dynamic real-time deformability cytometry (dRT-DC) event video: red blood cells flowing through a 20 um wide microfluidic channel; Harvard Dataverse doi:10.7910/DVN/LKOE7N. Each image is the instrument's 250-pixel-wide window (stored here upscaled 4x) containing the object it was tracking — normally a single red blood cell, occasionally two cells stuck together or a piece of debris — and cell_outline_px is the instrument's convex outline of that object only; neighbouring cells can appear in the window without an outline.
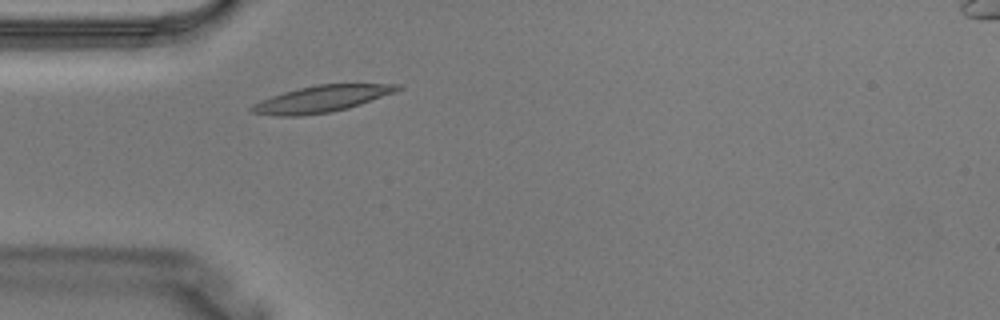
{"species": "Egyptian fruit bat (a non-hibernating species)", "species_latin": "Rousettus aegyptiacus", "temperature_condition": "warm", "stored_images_in_passage": 2, "camera_frame_rate_fps": 3000, "um_per_image_px": 0.085, "animal": {"sex": "male"}, "frame": {"image": 1, "passage_image": 2, "time_ms": 0.333, "image_size_px": [1000, 320], "cell_outline_px": [[404, 88], [396, 92], [348, 108], [328, 112], [300, 116], [276, 116], [252, 112], [248, 108], [252, 104], [260, 100], [284, 92], [316, 84], [400, 84]], "centroid_in_image_um": [27.33, 8.4], "position_along_channel_um": 57.7, "area_um2": 22.48}}